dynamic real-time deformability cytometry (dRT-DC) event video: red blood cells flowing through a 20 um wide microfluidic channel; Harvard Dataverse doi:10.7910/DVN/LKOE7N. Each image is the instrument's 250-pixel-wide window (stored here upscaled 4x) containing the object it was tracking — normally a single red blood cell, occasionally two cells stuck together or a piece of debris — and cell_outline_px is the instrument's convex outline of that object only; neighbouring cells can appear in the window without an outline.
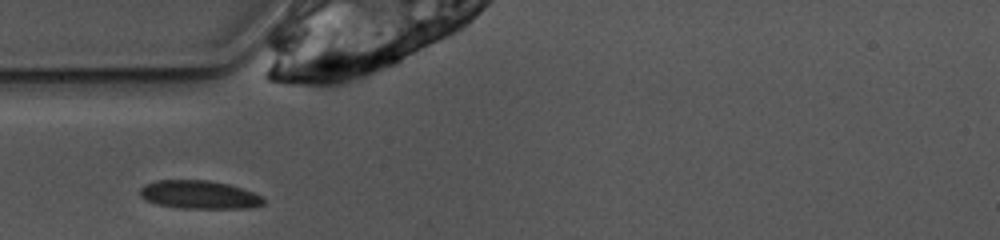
{"species": "common noctule bat (a hibernating species)", "species_latin": "Nyctalus noctula", "temperature_condition": "warm", "stored_images_in_passage": 24, "camera_frame_rate_fps": 3000, "um_per_image_px": 0.085, "animal": {"sex": "female", "body_mass_g": 10.0, "forearm_length_mm": 53.1}, "frame": {"image": 1, "passage_image": 1, "time_ms": 0.0, "image_size_px": [1000, 240], "cell_outline_px": [[264, 204], [252, 208], [180, 208], [156, 204], [144, 200], [140, 196], [140, 188], [144, 184], [156, 180], [208, 180], [228, 184], [252, 192], [260, 196], [264, 200]], "centroid_in_image_um": [16.88, 16.55], "position_along_channel_um": 68.1, "area_um2": 20.4}}
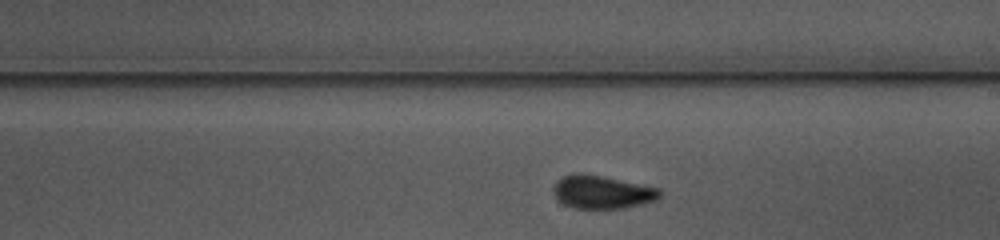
{"frame": {"image": 2, "passage_image": 14, "time_ms": 4.333, "image_size_px": [1000, 240], "cell_outline_px": [[660, 200], [624, 208], [572, 208], [564, 204], [556, 196], [552, 188], [556, 180], [564, 176], [576, 172], [604, 176], [660, 188]], "centroid_in_image_um": [51.2, 16.32], "position_along_channel_um": 237.8, "area_um2": 20.69}}
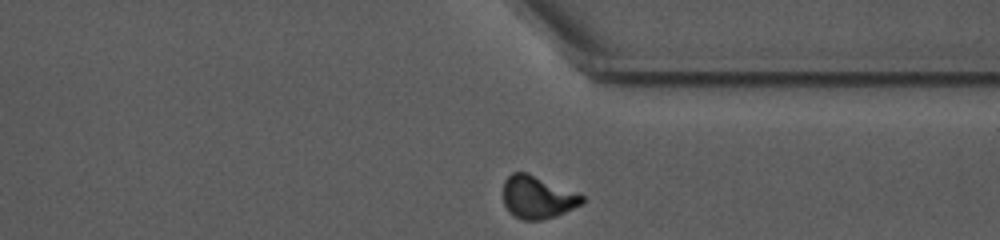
{"frame": {"image": 3, "passage_image": 24, "time_ms": 7.667, "image_size_px": [1000, 240], "cell_outline_px": [[584, 204], [556, 216], [540, 220], [524, 220], [508, 212], [504, 204], [504, 180], [512, 172], [528, 172], [580, 192], [584, 196]], "centroid_in_image_um": [45.74, 16.74], "position_along_channel_um": 365.7, "area_um2": 20.06}}